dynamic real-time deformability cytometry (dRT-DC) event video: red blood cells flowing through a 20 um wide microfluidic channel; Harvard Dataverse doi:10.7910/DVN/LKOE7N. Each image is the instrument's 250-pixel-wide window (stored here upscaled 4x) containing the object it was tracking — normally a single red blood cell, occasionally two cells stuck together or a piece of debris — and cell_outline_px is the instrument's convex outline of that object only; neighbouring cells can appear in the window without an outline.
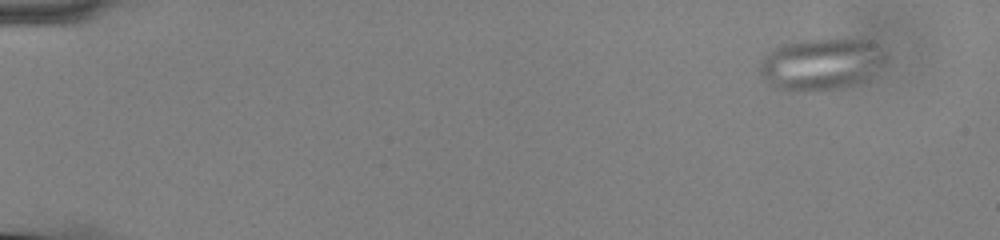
{"species": "common noctule bat (a hibernating species)", "species_latin": "Nyctalus noctula", "temperature_condition": "cold", "stored_images_in_passage": 57, "camera_frame_rate_fps": 3000, "um_per_image_px": 0.085, "animal": {"sex": "male", "body_mass_g": 13.0, "forearm_length_mm": 53.1}, "frame": {"image": 1, "passage_image": 5, "time_ms": 1.333, "image_size_px": [1000, 240], "cell_outline_px": [[888, 60], [884, 64], [860, 80], [852, 84], [836, 88], [792, 92], [776, 88], [760, 72], [760, 64], [764, 56], [780, 44], [800, 40], [824, 36], [868, 40], [888, 52]], "centroid_in_image_um": [69.81, 5.37], "position_along_channel_um": 15.2, "area_um2": 38.32}}
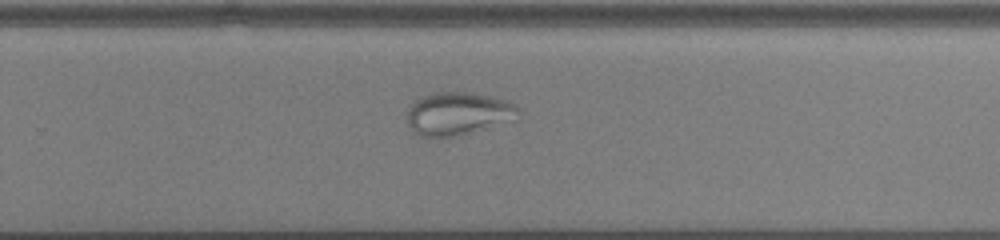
{"frame": {"image": 2, "passage_image": 39, "time_ms": 12.667, "image_size_px": [1000, 240], "cell_outline_px": [[520, 112], [516, 120], [460, 136], [420, 136], [412, 132], [408, 124], [408, 108], [420, 96], [436, 92], [472, 92], [492, 96], [508, 100], [516, 104], [520, 108]], "centroid_in_image_um": [38.99, 9.65], "position_along_channel_um": 290.8, "area_um2": 28.38}}
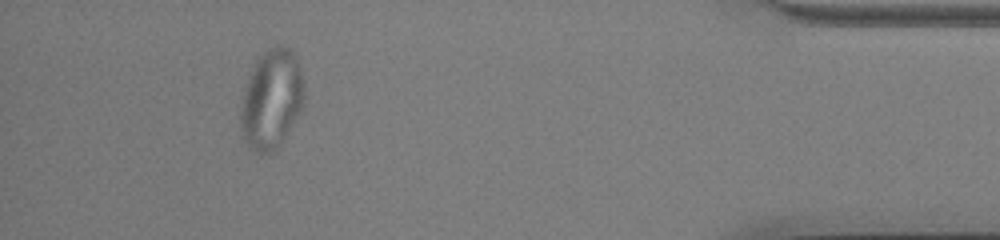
{"frame": {"image": 3, "passage_image": 53, "time_ms": 17.333, "image_size_px": [1000, 240], "cell_outline_px": [[304, 108], [280, 144], [272, 152], [260, 156], [240, 136], [240, 104], [244, 88], [256, 56], [268, 48], [280, 44], [284, 44], [296, 56], [300, 68], [304, 84]], "centroid_in_image_um": [23.07, 8.43], "position_along_channel_um": 412.1, "area_um2": 37.74}}